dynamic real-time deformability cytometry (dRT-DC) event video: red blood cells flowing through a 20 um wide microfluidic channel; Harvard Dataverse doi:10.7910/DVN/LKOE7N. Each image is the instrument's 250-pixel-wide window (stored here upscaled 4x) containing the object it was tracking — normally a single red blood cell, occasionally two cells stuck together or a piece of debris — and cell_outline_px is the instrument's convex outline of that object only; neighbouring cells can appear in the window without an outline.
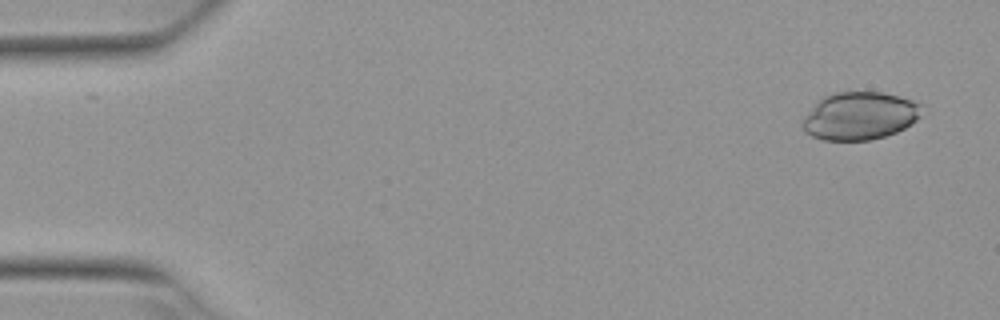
{"species": "Egyptian fruit bat (a non-hibernating species)", "species_latin": "Rousettus aegyptiacus", "temperature_condition": "warm", "stored_images_in_passage": 4, "camera_frame_rate_fps": 3000, "um_per_image_px": 0.085, "animal": {"sex": "female"}, "frame": {"image": 1, "passage_image": 1, "time_ms": 0.0, "image_size_px": [1000, 320], "cell_outline_px": [[924, 104], [920, 116], [912, 124], [896, 132], [872, 140], [824, 140], [812, 136], [804, 132], [804, 116], [824, 96], [832, 92], [884, 92], [916, 100]], "centroid_in_image_um": [73.14, 9.84], "position_along_channel_um": 11.9, "area_um2": 33.35}}